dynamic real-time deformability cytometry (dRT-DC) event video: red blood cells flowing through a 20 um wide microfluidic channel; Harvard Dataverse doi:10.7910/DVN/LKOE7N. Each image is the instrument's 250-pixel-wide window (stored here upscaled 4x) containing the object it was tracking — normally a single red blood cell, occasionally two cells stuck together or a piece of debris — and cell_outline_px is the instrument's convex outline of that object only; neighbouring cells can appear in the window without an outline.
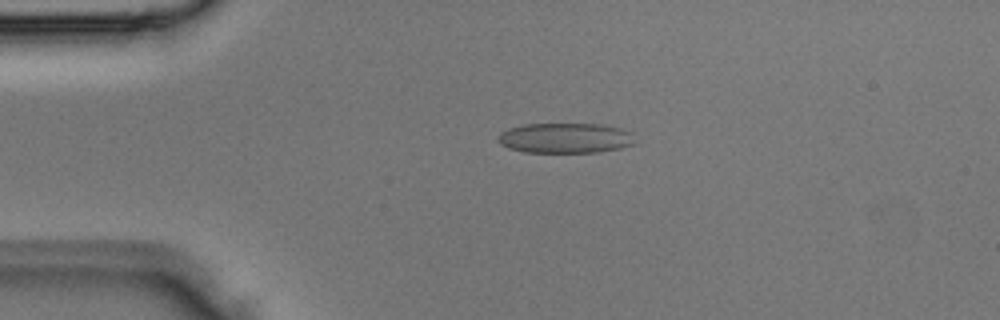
{"species": "Egyptian fruit bat (a non-hibernating species)", "species_latin": "Rousettus aegyptiacus", "temperature_condition": "room temperature", "stored_images_in_passage": 2, "camera_frame_rate_fps": 3000, "um_per_image_px": 0.085, "animal": {"sex": "male"}, "frame": {"image": 1, "passage_image": 1, "time_ms": 0.0, "image_size_px": [1000, 320], "cell_outline_px": [[636, 144], [620, 148], [596, 152], [524, 152], [508, 148], [500, 144], [496, 140], [500, 132], [508, 128], [524, 124], [604, 124], [620, 128], [632, 132]], "centroid_in_image_um": [48.04, 11.73], "position_along_channel_um": 37.0, "area_um2": 24.33}}